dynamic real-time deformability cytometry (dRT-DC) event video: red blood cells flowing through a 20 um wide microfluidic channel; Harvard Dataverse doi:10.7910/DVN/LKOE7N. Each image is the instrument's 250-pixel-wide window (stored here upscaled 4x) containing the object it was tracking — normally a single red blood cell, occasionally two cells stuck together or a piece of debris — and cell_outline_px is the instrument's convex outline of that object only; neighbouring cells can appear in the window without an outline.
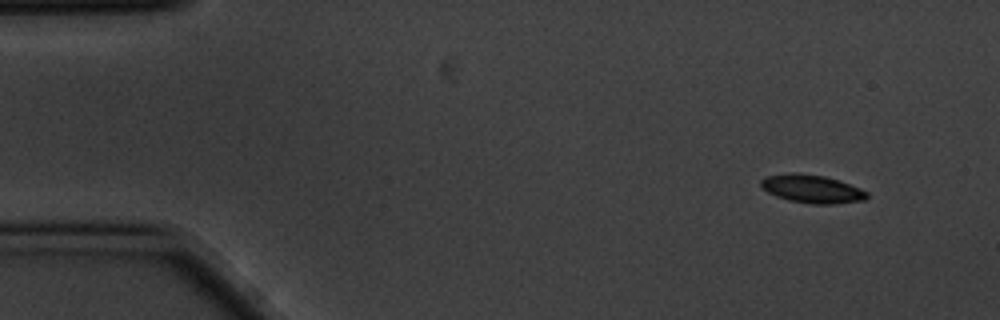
{"species": "common noctule bat (a hibernating species)", "species_latin": "Nyctalus noctula", "temperature_condition": "cold", "stored_images_in_passage": 3, "camera_frame_rate_fps": 3000, "um_per_image_px": 0.085, "animal": {"sex": "male", "body_mass_g": 20.1, "forearm_length_mm": 53.5}, "frame": {"image": 1, "passage_image": 1, "time_ms": 0.0, "image_size_px": [1000, 320], "cell_outline_px": [[868, 196], [864, 200], [832, 204], [812, 204], [788, 200], [776, 196], [768, 192], [760, 184], [760, 180], [768, 176], [792, 172], [800, 172], [824, 176], [860, 188], [868, 192]], "centroid_in_image_um": [69.01, 16.05], "position_along_channel_um": 16.0, "area_um2": 17.28}}